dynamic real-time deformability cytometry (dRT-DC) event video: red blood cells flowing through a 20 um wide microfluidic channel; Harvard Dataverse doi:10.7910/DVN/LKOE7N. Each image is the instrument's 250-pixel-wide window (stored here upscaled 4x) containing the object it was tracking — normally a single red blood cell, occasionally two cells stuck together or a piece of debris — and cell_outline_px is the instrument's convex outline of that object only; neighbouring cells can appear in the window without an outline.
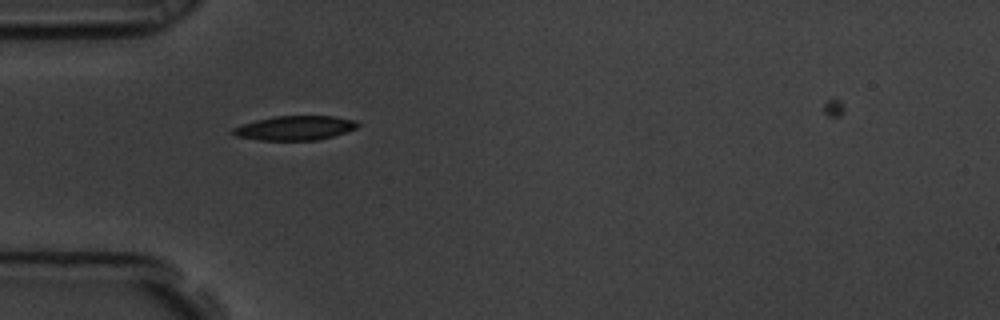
{"species": "common noctule bat (a hibernating species)", "species_latin": "Nyctalus noctula", "temperature_condition": "room temperature", "stored_images_in_passage": 3, "camera_frame_rate_fps": 3000, "um_per_image_px": 0.085, "animal": {"sex": "male", "body_mass_g": 19.5, "forearm_length_mm": 54.6}, "frame": {"image": 1, "passage_image": 1, "time_ms": 0.0, "image_size_px": [1000, 320], "cell_outline_px": [[360, 124], [356, 128], [332, 136], [316, 140], [260, 140], [236, 136], [232, 132], [232, 128], [256, 120], [272, 116], [336, 116], [356, 120]], "centroid_in_image_um": [25.08, 10.87], "position_along_channel_um": 59.9, "area_um2": 17.57}}
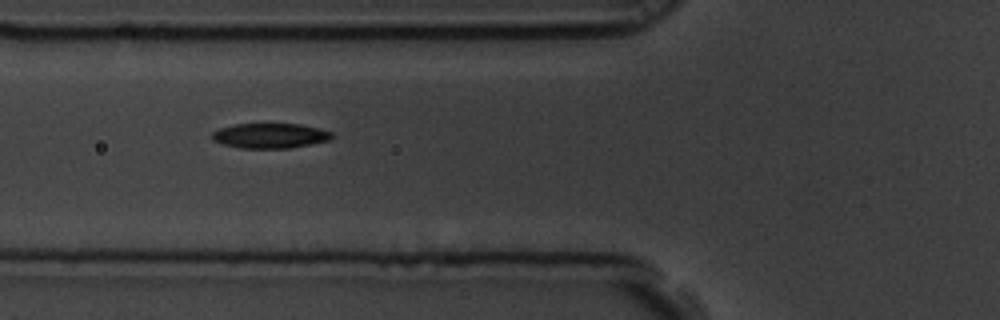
{"frame": {"image": 2, "passage_image": 2, "time_ms": 0.333, "image_size_px": [1000, 320], "cell_outline_px": [[332, 136], [328, 140], [288, 148], [240, 148], [224, 144], [212, 140], [212, 132], [220, 128], [236, 124], [300, 124], [320, 128], [332, 132]], "centroid_in_image_um": [22.93, 11.53], "position_along_channel_um": 102.9, "area_um2": 17.22}}
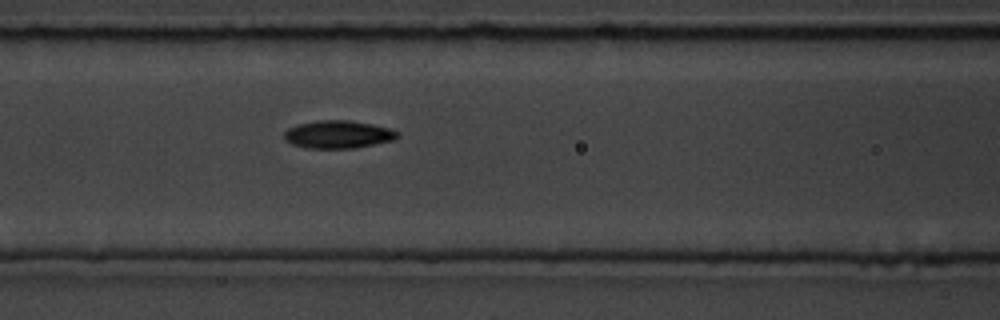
{"frame": {"image": 3, "passage_image": 3, "time_ms": 0.667, "image_size_px": [1000, 320], "cell_outline_px": [[400, 136], [392, 140], [356, 148], [308, 148], [292, 144], [284, 140], [284, 132], [288, 128], [300, 124], [316, 120], [348, 120], [372, 124], [392, 128]], "centroid_in_image_um": [28.73, 11.42], "position_along_channel_um": 137.9, "area_um2": 18.32}}